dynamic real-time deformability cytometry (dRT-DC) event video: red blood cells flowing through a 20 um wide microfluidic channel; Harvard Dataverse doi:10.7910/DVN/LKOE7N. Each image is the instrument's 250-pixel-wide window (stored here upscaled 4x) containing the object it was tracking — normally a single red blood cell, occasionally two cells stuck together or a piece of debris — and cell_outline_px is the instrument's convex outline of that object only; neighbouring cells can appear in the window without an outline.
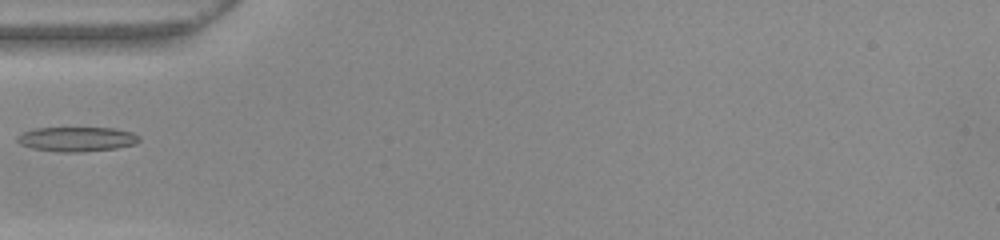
{"species": "common noctule bat (a hibernating species)", "species_latin": "Nyctalus noctula", "temperature_condition": "warm", "stored_images_in_passage": 34, "camera_frame_rate_fps": 3000, "um_per_image_px": 0.085, "animal": {"sex": "female", "body_mass_g": 22.0, "forearm_length_mm": 56.7}, "frame": {"image": 1, "passage_image": 1, "time_ms": 0.0, "image_size_px": [1000, 240], "cell_outline_px": [[140, 140], [136, 144], [116, 148], [84, 152], [60, 152], [32, 148], [20, 144], [16, 140], [16, 136], [24, 132], [36, 128], [116, 128], [132, 132], [140, 136]], "centroid_in_image_um": [6.55, 11.83], "position_along_channel_um": 78.4, "area_um2": 17.57}}